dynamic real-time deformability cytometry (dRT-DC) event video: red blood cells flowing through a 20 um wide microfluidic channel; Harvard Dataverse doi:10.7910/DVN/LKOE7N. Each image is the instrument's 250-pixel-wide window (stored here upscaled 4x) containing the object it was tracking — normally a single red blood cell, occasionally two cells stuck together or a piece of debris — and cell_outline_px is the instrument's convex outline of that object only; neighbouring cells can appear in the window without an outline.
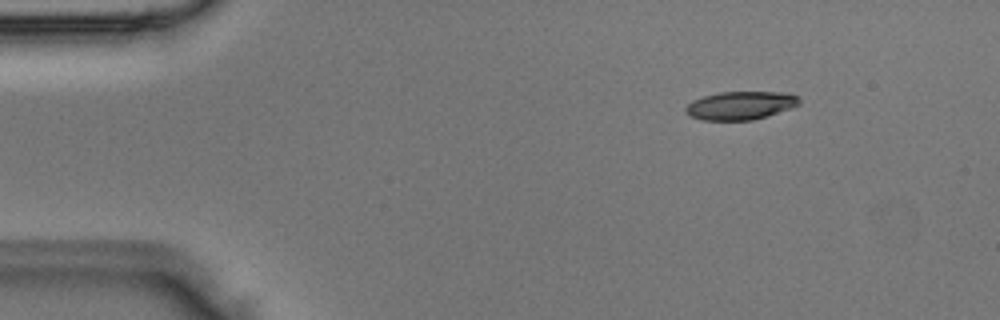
{"species": "Egyptian fruit bat (a non-hibernating species)", "species_latin": "Rousettus aegyptiacus", "temperature_condition": "room temperature", "stored_images_in_passage": 2, "camera_frame_rate_fps": 3000, "um_per_image_px": 0.085, "animal": {"sex": "male"}, "frame": {"image": 1, "passage_image": 2, "time_ms": 0.333, "image_size_px": [1000, 320], "cell_outline_px": [[800, 104], [792, 108], [752, 120], [700, 120], [684, 112], [684, 108], [692, 100], [704, 96], [720, 92], [788, 92], [800, 96]], "centroid_in_image_um": [62.96, 8.96], "position_along_channel_um": 22.0, "area_um2": 18.84}}